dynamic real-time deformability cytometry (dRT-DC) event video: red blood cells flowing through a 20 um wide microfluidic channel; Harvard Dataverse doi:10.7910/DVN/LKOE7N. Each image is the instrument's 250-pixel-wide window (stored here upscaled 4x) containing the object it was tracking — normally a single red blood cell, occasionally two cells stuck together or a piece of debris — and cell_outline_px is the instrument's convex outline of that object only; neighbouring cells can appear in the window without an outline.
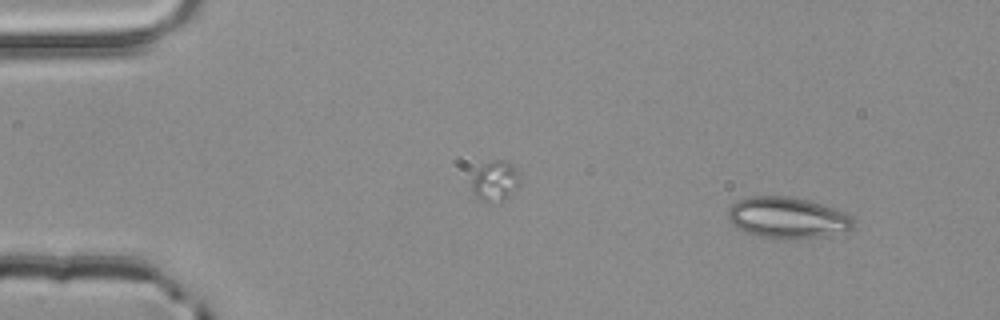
{"species": "common noctule bat (a hibernating species)", "species_latin": "Nyctalus noctula", "temperature_condition": "room temperature", "stored_images_in_passage": 42, "camera_frame_rate_fps": 3000, "um_per_image_px": 0.085, "animal": {"sex": "male", "body_mass_g": 20.4}, "frame": {"image": 1, "passage_image": 1, "time_ms": 0.0, "image_size_px": [1000, 320], "cell_outline_px": [[856, 220], [852, 228], [824, 236], [788, 240], [764, 240], [744, 232], [736, 228], [728, 220], [728, 208], [736, 200], [748, 196], [784, 196], [808, 200], [844, 212], [852, 216]], "centroid_in_image_um": [66.85, 18.54], "position_along_channel_um": 18.1, "area_um2": 30.75}}
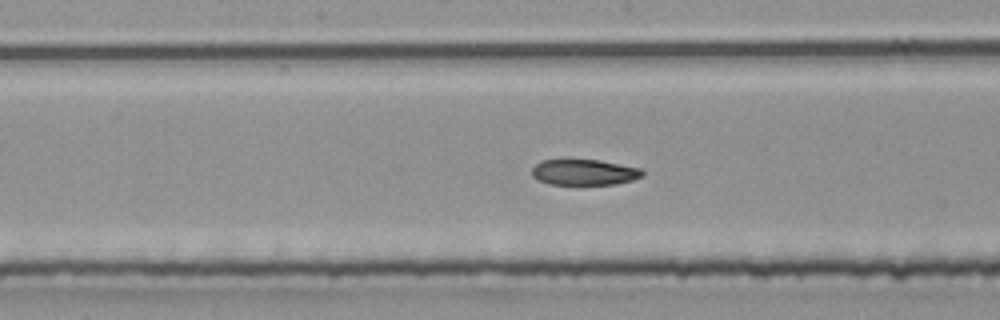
{"frame": {"image": 2, "passage_image": 23, "time_ms": 7.333, "image_size_px": [1000, 320], "cell_outline_px": [[644, 176], [632, 180], [616, 184], [548, 184], [532, 176], [532, 168], [540, 160], [600, 160], [640, 168], [644, 172]], "centroid_in_image_um": [49.67, 14.64], "position_along_channel_um": 198.5, "area_um2": 16.53}}
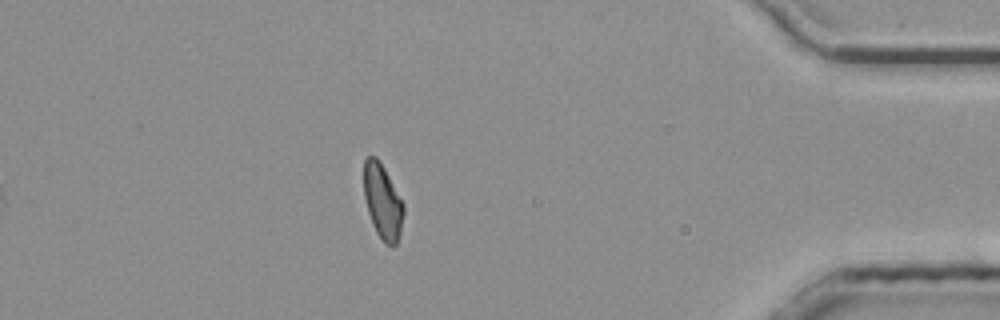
{"frame": {"image": 3, "passage_image": 42, "time_ms": 13.667, "image_size_px": [1000, 320], "cell_outline_px": [[404, 212], [400, 232], [396, 244], [384, 244], [376, 232], [372, 224], [368, 212], [364, 196], [364, 160], [368, 156], [376, 156], [384, 168], [404, 204]], "centroid_in_image_um": [32.51, 17.13], "position_along_channel_um": 402.7, "area_um2": 17.17}, "authors_computed_cell_mechanics": {"area_um2": 18.4093, "velocity_mm_per_s": 3.946, "shape_relaxation_time_tau1_ms": 4.9711, "shape_relaxation_time_tau2_ms": 5.0027, "deformation_change_tau1": 0.1568, "deformation_change_tau2": 0.0981}}